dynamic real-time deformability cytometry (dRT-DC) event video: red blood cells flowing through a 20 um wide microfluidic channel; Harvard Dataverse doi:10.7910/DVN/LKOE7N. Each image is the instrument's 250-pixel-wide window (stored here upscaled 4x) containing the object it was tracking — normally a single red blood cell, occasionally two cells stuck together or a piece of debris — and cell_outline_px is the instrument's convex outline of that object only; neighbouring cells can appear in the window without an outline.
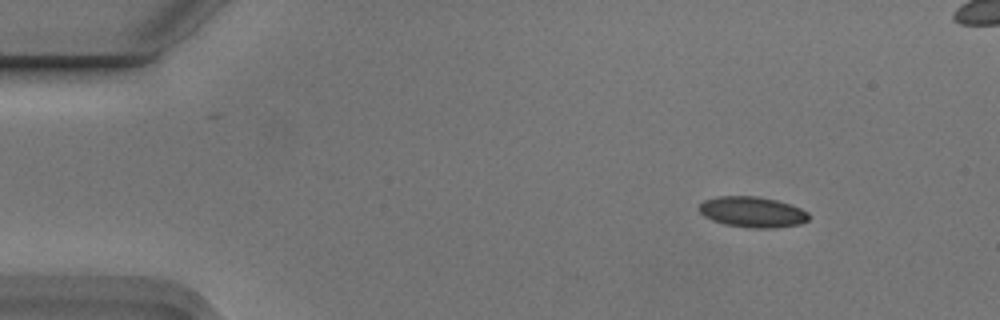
{"species": "Egyptian fruit bat (a non-hibernating species)", "species_latin": "Rousettus aegyptiacus", "temperature_condition": "cold", "stored_images_in_passage": 6, "camera_frame_rate_fps": 3000, "um_per_image_px": 0.085, "animal": {"sex": "male"}, "frame": {"image": 1, "passage_image": 1, "time_ms": 0.0, "image_size_px": [1000, 320], "cell_outline_px": [[808, 220], [800, 224], [776, 228], [752, 228], [724, 224], [712, 220], [704, 216], [696, 208], [704, 200], [716, 196], [756, 196], [776, 200], [800, 208], [808, 212]], "centroid_in_image_um": [63.92, 18.02], "position_along_channel_um": 21.1, "area_um2": 19.65}}
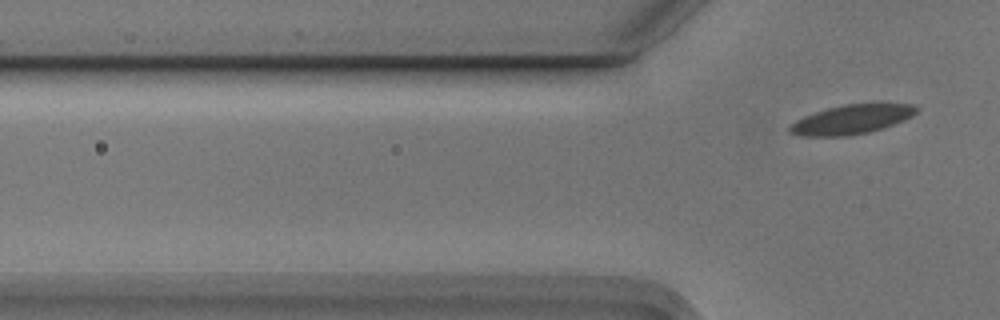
{"frame": {"image": 2, "passage_image": 6, "time_ms": 1.667, "image_size_px": [1000, 320], "cell_outline_px": [[920, 108], [912, 116], [892, 124], [868, 132], [844, 136], [800, 136], [788, 132], [788, 128], [796, 120], [804, 116], [828, 108], [844, 104], [912, 104]], "centroid_in_image_um": [72.35, 10.15], "position_along_channel_um": 53.5, "area_um2": 21.21}}